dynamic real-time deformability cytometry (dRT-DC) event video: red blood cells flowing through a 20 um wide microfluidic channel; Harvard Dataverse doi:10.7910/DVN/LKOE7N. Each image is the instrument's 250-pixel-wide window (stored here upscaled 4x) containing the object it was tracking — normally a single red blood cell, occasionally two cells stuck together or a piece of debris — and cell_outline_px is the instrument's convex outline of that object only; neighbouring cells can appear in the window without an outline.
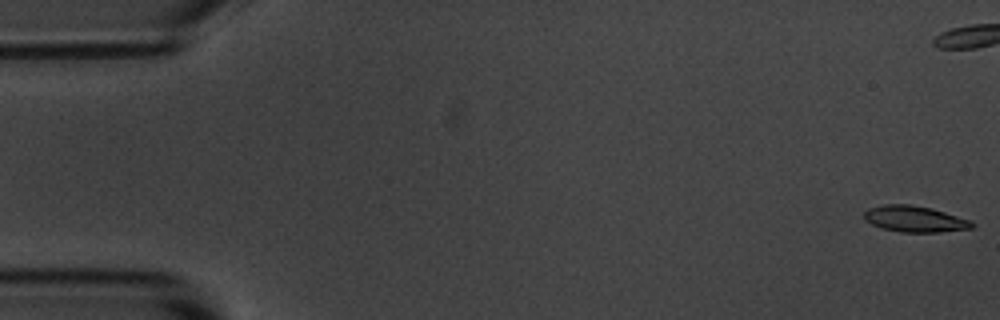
{"species": "common noctule bat (a hibernating species)", "species_latin": "Nyctalus noctula", "temperature_condition": "room temperature", "stored_images_in_passage": 16, "camera_frame_rate_fps": 3000, "um_per_image_px": 0.085, "animal": {"sex": "male", "body_mass_g": 20.1, "forearm_length_mm": 53.5}, "frame": {"image": 1, "passage_image": 1, "time_ms": 0.0, "image_size_px": [1000, 320], "cell_outline_px": [[976, 224], [972, 228], [936, 232], [900, 232], [880, 228], [864, 220], [864, 212], [868, 208], [880, 204], [908, 204], [932, 208], [972, 220]], "centroid_in_image_um": [77.74, 18.6], "position_along_channel_um": 7.3, "area_um2": 16.65}}
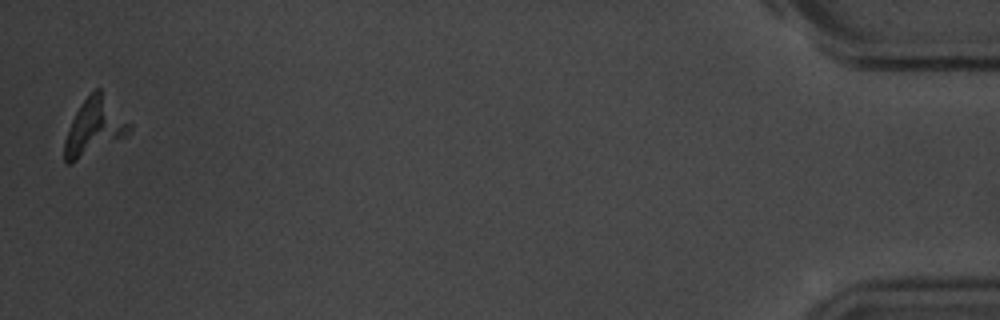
{"frame": {"image": 2, "passage_image": 16, "time_ms": 19.0, "image_size_px": [1000, 320], "cell_outline_px": [[132, 128], [124, 136], [72, 164], [68, 164], [64, 160], [64, 140], [72, 120], [80, 104], [96, 88], [100, 88], [132, 124]], "centroid_in_image_um": [8.01, 10.79], "position_along_channel_um": 427.2, "area_um2": 21.27}, "authors_computed_cell_mechanics": {"area_um2": 17.4845, "velocity_mm_per_s": 3.6658, "shape_relaxation_time_tau1_ms": 7.8459, "shape_relaxation_time_tau2_ms": null, "deformation_change_tau1": 0.2132, "deformation_change_tau2": null}}